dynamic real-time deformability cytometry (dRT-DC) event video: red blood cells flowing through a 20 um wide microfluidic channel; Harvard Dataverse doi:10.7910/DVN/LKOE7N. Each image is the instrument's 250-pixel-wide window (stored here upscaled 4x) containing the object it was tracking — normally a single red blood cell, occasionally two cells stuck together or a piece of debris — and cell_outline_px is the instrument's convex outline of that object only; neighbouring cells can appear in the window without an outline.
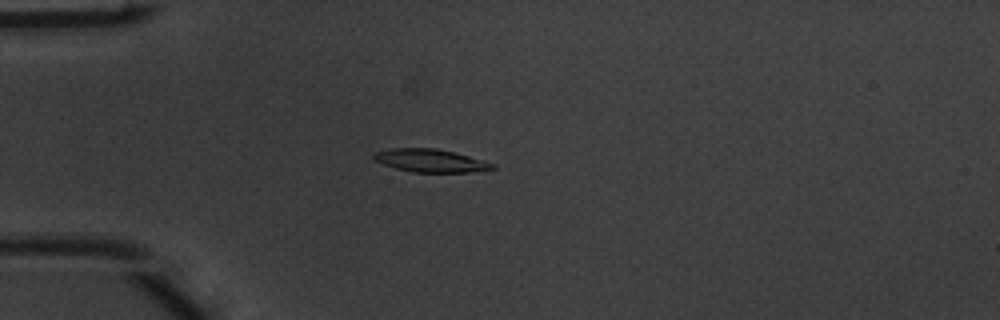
{"species": "common noctule bat (a hibernating species)", "species_latin": "Nyctalus noctula", "temperature_condition": "warm", "stored_images_in_passage": 52, "camera_frame_rate_fps": 3000, "um_per_image_px": 0.085, "animal": {"sex": "male", "body_mass_g": 20.1, "forearm_length_mm": 53.5}, "frame": {"image": 1, "passage_image": 15, "time_ms": 4.667, "image_size_px": [1000, 320], "cell_outline_px": [[496, 168], [468, 172], [412, 172], [396, 168], [384, 164], [376, 160], [372, 156], [376, 152], [392, 148], [436, 148], [468, 156], [496, 164]], "centroid_in_image_um": [36.6, 13.65], "position_along_channel_um": 48.4, "area_um2": 15.61}}
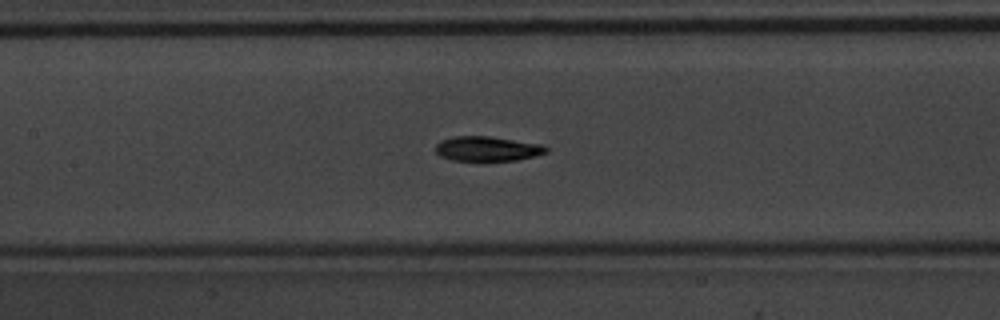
{"frame": {"image": 2, "passage_image": 25, "time_ms": 8.0, "image_size_px": [1000, 320], "cell_outline_px": [[548, 152], [536, 156], [516, 160], [452, 160], [440, 156], [436, 152], [436, 144], [440, 140], [452, 136], [488, 136], [544, 144], [548, 148]], "centroid_in_image_um": [41.44, 12.63], "position_along_channel_um": 166.0, "area_um2": 16.01}}
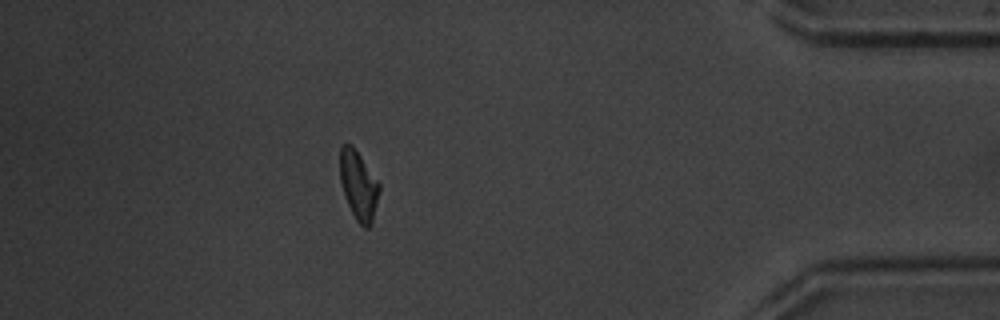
{"frame": {"image": 3, "passage_image": 46, "time_ms": 15.0, "image_size_px": [1000, 320], "cell_outline_px": [[380, 192], [372, 224], [368, 228], [364, 228], [356, 220], [344, 196], [340, 180], [340, 148], [344, 144], [352, 144], [380, 184]], "centroid_in_image_um": [30.48, 15.78], "position_along_channel_um": 404.7, "area_um2": 15.84}, "authors_computed_cell_mechanics": {"area_um2": 15.8372, "velocity_mm_per_s": 4.0154, "shape_relaxation_time_tau1_ms": 2.6842, "shape_relaxation_time_tau2_ms": 1.9991, "deformation_change_tau1": 0.1546, "deformation_change_tau2": 0.0789}}